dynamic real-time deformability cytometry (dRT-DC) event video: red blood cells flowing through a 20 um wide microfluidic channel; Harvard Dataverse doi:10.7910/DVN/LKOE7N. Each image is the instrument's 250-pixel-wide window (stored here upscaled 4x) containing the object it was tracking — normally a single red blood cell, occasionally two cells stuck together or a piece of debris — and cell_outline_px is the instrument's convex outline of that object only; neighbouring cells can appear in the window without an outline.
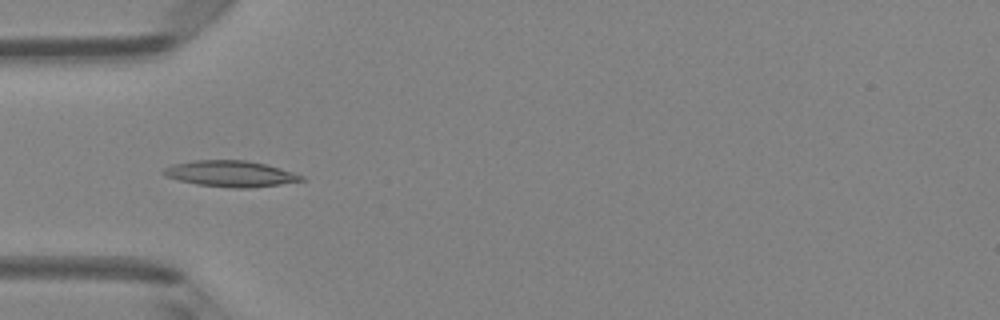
{"species": "Egyptian fruit bat (a non-hibernating species)", "species_latin": "Rousettus aegyptiacus", "temperature_condition": "room temperature", "stored_images_in_passage": 4, "camera_frame_rate_fps": 3000, "um_per_image_px": 0.085, "animal": {"sex": "female"}, "frame": {"image": 1, "passage_image": 4, "time_ms": 3.333, "image_size_px": [1000, 320], "cell_outline_px": [[304, 180], [280, 184], [248, 188], [232, 188], [196, 184], [164, 176], [160, 172], [164, 168], [172, 164], [192, 160], [244, 160], [264, 164], [280, 168], [304, 176]], "centroid_in_image_um": [19.54, 14.76], "position_along_channel_um": 65.5, "area_um2": 20.87}}